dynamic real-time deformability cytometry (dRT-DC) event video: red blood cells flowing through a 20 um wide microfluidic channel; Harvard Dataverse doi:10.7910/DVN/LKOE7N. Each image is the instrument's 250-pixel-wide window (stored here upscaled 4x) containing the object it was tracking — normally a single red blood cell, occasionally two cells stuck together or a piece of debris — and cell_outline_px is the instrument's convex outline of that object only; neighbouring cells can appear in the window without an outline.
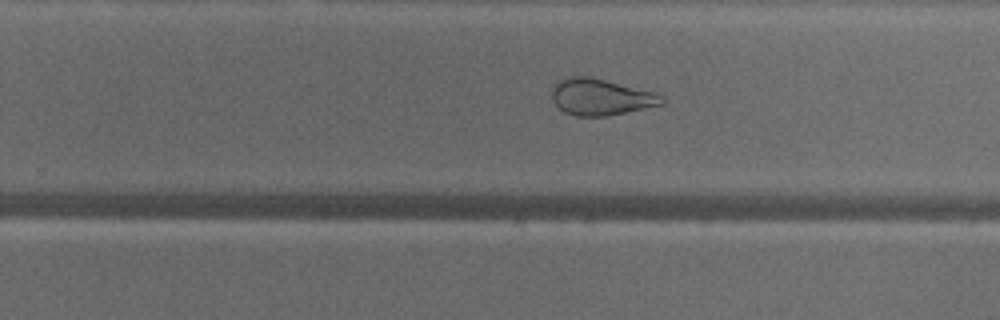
{"species": "common noctule bat (a hibernating species)", "species_latin": "Nyctalus noctula", "temperature_condition": "warm", "stored_images_in_passage": 42, "camera_frame_rate_fps": 3000, "um_per_image_px": 0.085, "animal": {"sex": "male", "body_mass_g": 18.8}, "frame": {"image": 1, "passage_image": 24, "time_ms": 7.667, "image_size_px": [1000, 320], "cell_outline_px": [[664, 104], [604, 116], [576, 116], [564, 112], [552, 100], [552, 84], [556, 80], [572, 76], [588, 76], [656, 92], [664, 96]], "centroid_in_image_um": [51.04, 8.23], "position_along_channel_um": 278.8, "area_um2": 23.35}}